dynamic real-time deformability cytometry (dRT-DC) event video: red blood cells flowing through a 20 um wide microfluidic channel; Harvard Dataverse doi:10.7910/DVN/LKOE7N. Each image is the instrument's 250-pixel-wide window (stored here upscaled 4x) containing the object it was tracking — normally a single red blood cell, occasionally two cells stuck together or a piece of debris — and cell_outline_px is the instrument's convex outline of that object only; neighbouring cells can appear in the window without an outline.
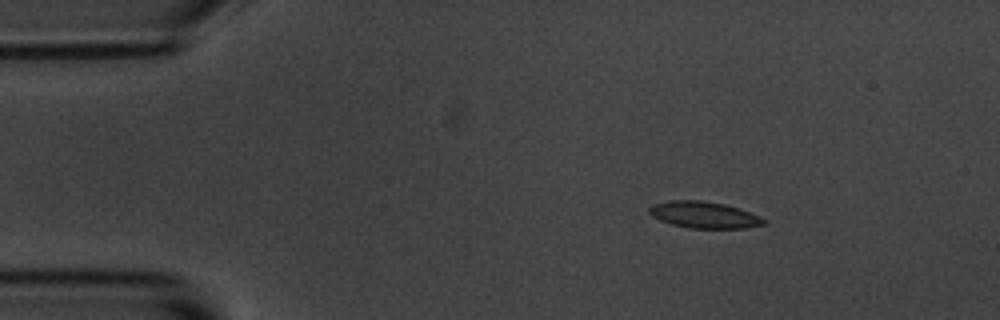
{"species": "common noctule bat (a hibernating species)", "species_latin": "Nyctalus noctula", "temperature_condition": "room temperature", "stored_images_in_passage": 3, "camera_frame_rate_fps": 3000, "um_per_image_px": 0.085, "animal": {"sex": "male", "body_mass_g": 20.1, "forearm_length_mm": 53.5}, "frame": {"image": 1, "passage_image": 1, "time_ms": 0.0, "image_size_px": [1000, 320], "cell_outline_px": [[768, 220], [764, 224], [744, 228], [688, 228], [672, 224], [660, 220], [652, 216], [648, 212], [648, 208], [652, 204], [668, 200], [700, 200], [724, 204], [760, 216]], "centroid_in_image_um": [59.8, 18.26], "position_along_channel_um": 25.2, "area_um2": 17.69}}